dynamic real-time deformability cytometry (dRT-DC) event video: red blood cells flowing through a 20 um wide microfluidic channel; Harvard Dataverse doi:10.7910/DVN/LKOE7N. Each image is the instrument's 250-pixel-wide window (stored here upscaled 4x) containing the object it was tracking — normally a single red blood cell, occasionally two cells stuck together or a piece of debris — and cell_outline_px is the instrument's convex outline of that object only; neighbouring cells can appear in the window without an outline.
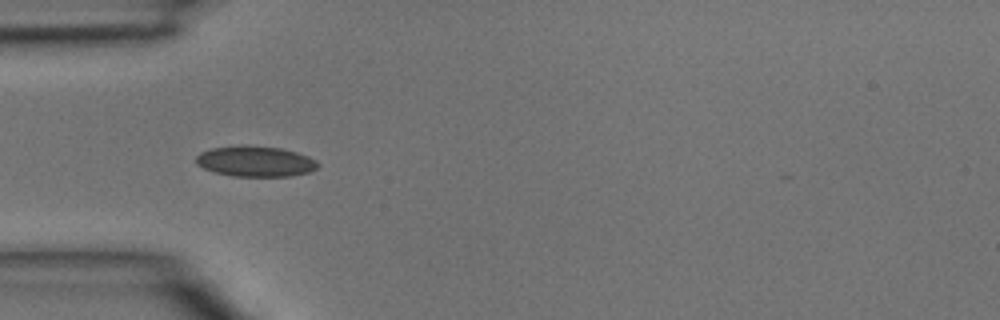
{"species": "common noctule bat (a hibernating species)", "species_latin": "Nyctalus noctula", "temperature_condition": "room temperature", "stored_images_in_passage": 4, "camera_frame_rate_fps": 3000, "um_per_image_px": 0.085, "animal": {"sex": "male", "body_mass_g": 15.6}, "frame": {"image": 1, "passage_image": 3, "time_ms": 0.667, "image_size_px": [1000, 320], "cell_outline_px": [[320, 164], [316, 168], [308, 172], [292, 176], [232, 176], [216, 172], [204, 168], [196, 164], [196, 156], [200, 152], [212, 148], [248, 144], [280, 148], [296, 152], [308, 156], [316, 160]], "centroid_in_image_um": [21.71, 13.7], "position_along_channel_um": 63.3, "area_um2": 21.79}}